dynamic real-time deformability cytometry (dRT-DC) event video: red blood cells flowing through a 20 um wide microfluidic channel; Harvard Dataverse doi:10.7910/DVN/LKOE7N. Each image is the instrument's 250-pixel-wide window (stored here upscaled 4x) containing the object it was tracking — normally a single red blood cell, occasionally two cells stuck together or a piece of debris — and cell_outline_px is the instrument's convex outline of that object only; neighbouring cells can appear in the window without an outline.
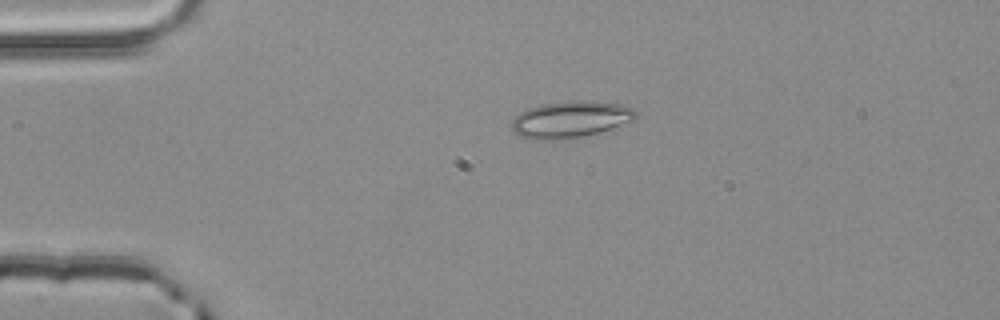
{"species": "common noctule bat (a hibernating species)", "species_latin": "Nyctalus noctula", "temperature_condition": "room temperature", "stored_images_in_passage": 2, "camera_frame_rate_fps": 3000, "um_per_image_px": 0.085, "animal": {"sex": "male", "body_mass_g": 20.4}, "frame": {"image": 1, "passage_image": 1, "time_ms": 0.0, "image_size_px": [1000, 320], "cell_outline_px": [[636, 120], [612, 132], [560, 140], [528, 140], [512, 132], [512, 120], [520, 112], [528, 108], [540, 104], [568, 100], [584, 100], [620, 104], [632, 108], [636, 112]], "centroid_in_image_um": [48.55, 10.18], "position_along_channel_um": 36.5, "area_um2": 27.69}}